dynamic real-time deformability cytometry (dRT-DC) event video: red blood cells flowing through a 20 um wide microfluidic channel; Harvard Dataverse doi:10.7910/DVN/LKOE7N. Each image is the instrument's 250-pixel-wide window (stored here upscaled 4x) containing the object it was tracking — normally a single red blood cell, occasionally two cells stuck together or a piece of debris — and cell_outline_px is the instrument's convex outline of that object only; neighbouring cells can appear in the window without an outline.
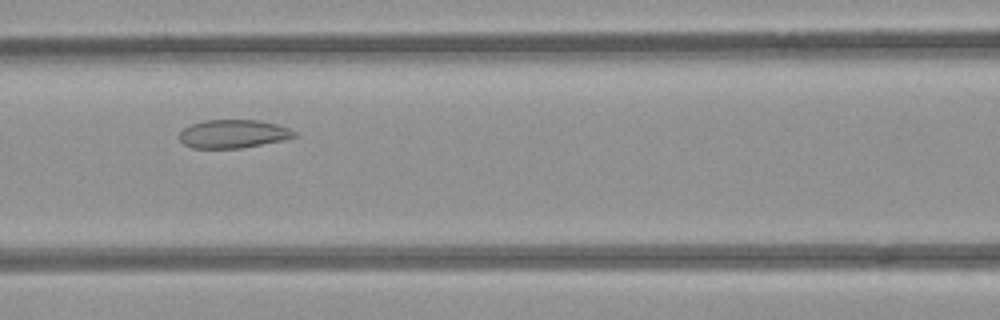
{"species": "common noctule bat (a hibernating species)", "species_latin": "Nyctalus noctula", "temperature_condition": "room temperature", "stored_images_in_passage": 41, "camera_frame_rate_fps": 3000, "um_per_image_px": 0.085, "animal": {"sex": "female", "body_mass_g": 21.9}, "frame": {"image": 1, "passage_image": 17, "time_ms": 5.333, "image_size_px": [1000, 320], "cell_outline_px": [[300, 136], [284, 140], [240, 148], [192, 148], [184, 144], [180, 140], [180, 132], [184, 128], [192, 124], [204, 120], [260, 120], [276, 124], [288, 128], [296, 132]], "centroid_in_image_um": [19.85, 11.38], "position_along_channel_um": 146.7, "area_um2": 19.02}}
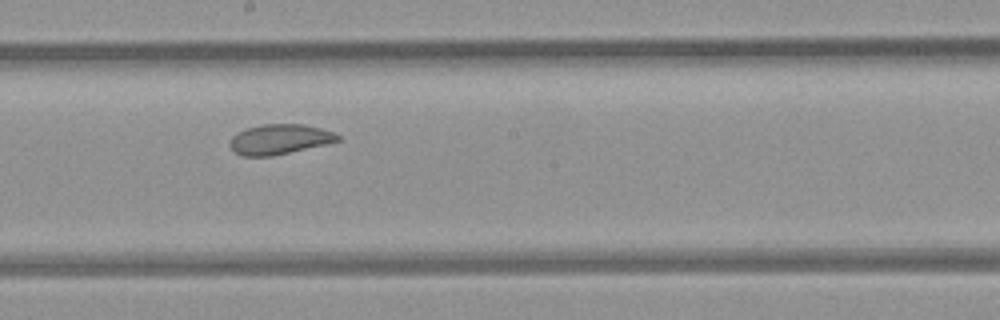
{"frame": {"image": 2, "passage_image": 23, "time_ms": 7.333, "image_size_px": [1000, 320], "cell_outline_px": [[344, 140], [272, 156], [244, 156], [236, 152], [228, 144], [232, 136], [236, 132], [248, 128], [264, 124], [304, 124], [320, 128], [332, 132], [340, 136]], "centroid_in_image_um": [23.78, 11.83], "position_along_channel_um": 224.4, "area_um2": 18.84}}
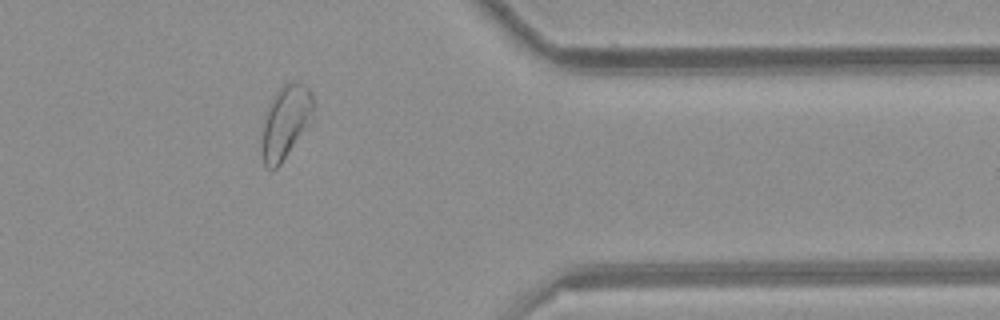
{"frame": {"image": 3, "passage_image": 37, "time_ms": 12.0, "image_size_px": [1000, 320], "cell_outline_px": [[316, 116], [280, 164], [276, 168], [268, 168], [264, 164], [260, 152], [260, 148], [264, 120], [272, 96], [284, 84], [296, 80], [300, 80], [308, 84], [312, 96]], "centroid_in_image_um": [24.31, 10.32], "position_along_channel_um": 387.1, "area_um2": 22.54}}